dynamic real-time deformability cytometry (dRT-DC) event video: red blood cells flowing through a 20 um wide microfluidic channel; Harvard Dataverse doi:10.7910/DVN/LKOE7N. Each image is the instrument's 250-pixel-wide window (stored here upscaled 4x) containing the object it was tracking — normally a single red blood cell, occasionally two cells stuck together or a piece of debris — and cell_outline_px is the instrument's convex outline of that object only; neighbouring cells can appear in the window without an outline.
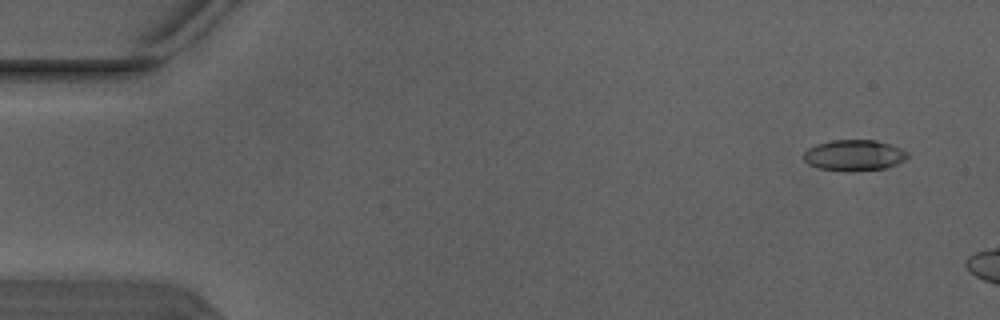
{"species": "Egyptian fruit bat (a non-hibernating species)", "species_latin": "Rousettus aegyptiacus", "temperature_condition": "warm", "stored_images_in_passage": 6, "camera_frame_rate_fps": 3000, "um_per_image_px": 0.085, "animal": {"sex": "male"}, "frame": {"image": 1, "passage_image": 1, "time_ms": 0.0, "image_size_px": [1000, 320], "cell_outline_px": [[908, 156], [904, 160], [896, 164], [884, 168], [848, 172], [816, 168], [808, 164], [804, 160], [804, 152], [808, 148], [816, 144], [832, 140], [876, 140], [900, 148], [908, 152]], "centroid_in_image_um": [72.56, 13.21], "position_along_channel_um": 12.4, "area_um2": 18.79}}